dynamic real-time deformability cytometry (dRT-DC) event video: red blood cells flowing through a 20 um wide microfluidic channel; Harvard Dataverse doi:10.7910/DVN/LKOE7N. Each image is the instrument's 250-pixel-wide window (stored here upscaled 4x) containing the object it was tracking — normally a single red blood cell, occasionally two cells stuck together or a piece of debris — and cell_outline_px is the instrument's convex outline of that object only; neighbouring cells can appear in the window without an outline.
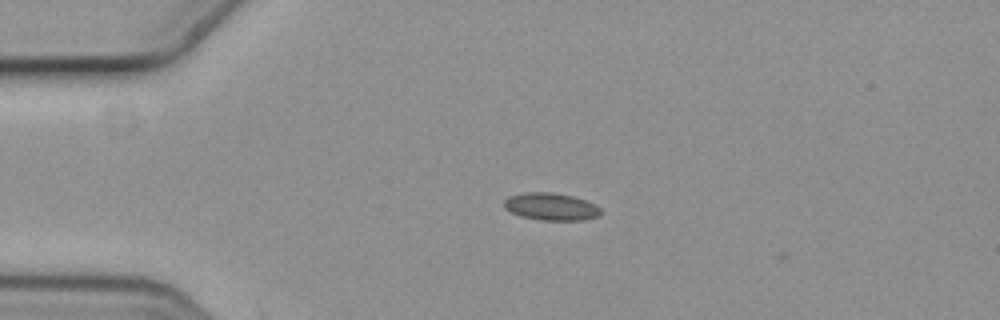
{"species": "common noctule bat (a hibernating species)", "species_latin": "Nyctalus noctula", "temperature_condition": "cold", "stored_images_in_passage": 2, "camera_frame_rate_fps": 3000, "um_per_image_px": 0.085, "animal": {"sex": "female", "body_mass_g": 19.3, "forearm_length_mm": 54.1}, "frame": {"image": 1, "passage_image": 1, "time_ms": 0.0, "image_size_px": [1000, 320], "cell_outline_px": [[604, 212], [600, 216], [584, 220], [540, 220], [520, 216], [504, 208], [504, 200], [508, 196], [524, 192], [552, 192], [572, 196], [596, 204]], "centroid_in_image_um": [46.86, 17.56], "position_along_channel_um": 38.1, "area_um2": 15.61}}